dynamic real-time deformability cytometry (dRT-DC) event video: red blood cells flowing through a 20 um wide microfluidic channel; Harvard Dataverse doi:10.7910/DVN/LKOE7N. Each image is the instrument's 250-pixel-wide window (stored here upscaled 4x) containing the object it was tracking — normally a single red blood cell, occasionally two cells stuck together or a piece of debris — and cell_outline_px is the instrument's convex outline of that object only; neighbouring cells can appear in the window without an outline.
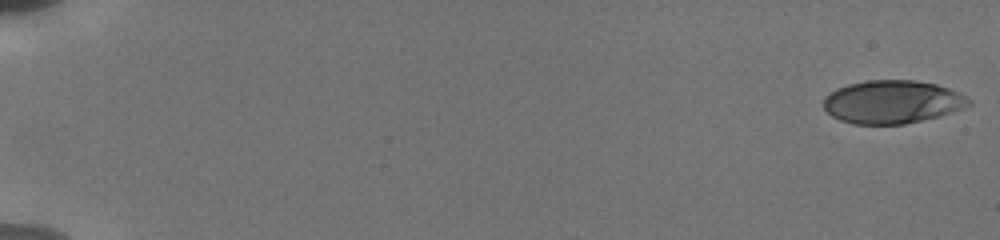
{"species": "human", "species_latin": "Homo sapiens", "temperature_condition": "cold", "stored_images_in_passage": 23, "camera_frame_rate_fps": 3000, "um_per_image_px": 0.085, "donor": {"sex": "male"}, "frame": {"image": 1, "passage_image": 1, "time_ms": 0.0, "image_size_px": [1000, 240], "cell_outline_px": [[972, 104], [964, 108], [940, 116], [904, 124], [852, 124], [840, 120], [832, 116], [824, 108], [824, 96], [836, 88], [848, 84], [868, 80], [916, 80], [936, 84], [960, 92], [972, 100]], "centroid_in_image_um": [75.86, 8.66], "position_along_channel_um": 9.1, "area_um2": 36.76}}
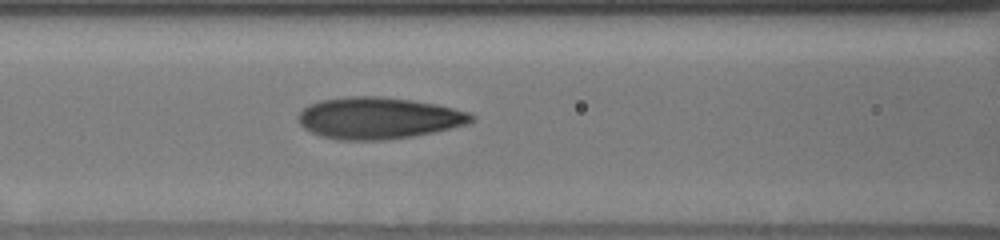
{"frame": {"image": 2, "passage_image": 17, "time_ms": 8.333, "image_size_px": [1000, 240], "cell_outline_px": [[476, 120], [468, 124], [432, 132], [412, 136], [388, 140], [336, 140], [320, 136], [304, 128], [300, 124], [296, 116], [308, 104], [320, 100], [348, 96], [380, 96], [412, 100], [436, 104], [472, 112], [476, 116]], "centroid_in_image_um": [32.18, 10.03], "position_along_channel_um": 134.4, "area_um2": 42.43}}
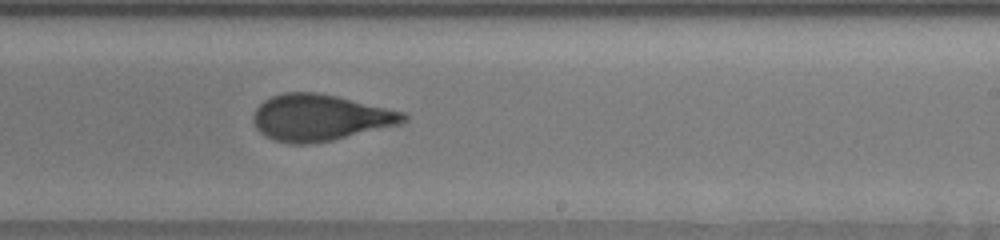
{"frame": {"image": 3, "passage_image": 23, "time_ms": 11.667, "image_size_px": [1000, 240], "cell_outline_px": [[408, 120], [400, 124], [332, 140], [308, 144], [288, 144], [264, 136], [256, 128], [252, 120], [252, 116], [256, 108], [264, 100], [272, 96], [284, 92], [316, 92], [336, 96], [408, 112]], "centroid_in_image_um": [27.21, 9.99], "position_along_channel_um": 261.8, "area_um2": 40.81}}